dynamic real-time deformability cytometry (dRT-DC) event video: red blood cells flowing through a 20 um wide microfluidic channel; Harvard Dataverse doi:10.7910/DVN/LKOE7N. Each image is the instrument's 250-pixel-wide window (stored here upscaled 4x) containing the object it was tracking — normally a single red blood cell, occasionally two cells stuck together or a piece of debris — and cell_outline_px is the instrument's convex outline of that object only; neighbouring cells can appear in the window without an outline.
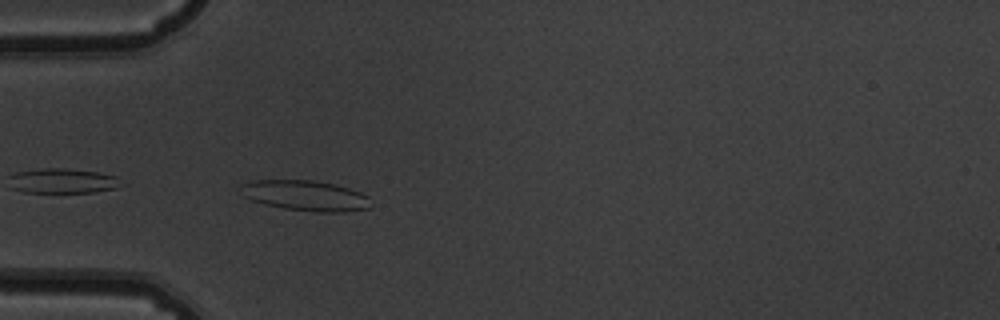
{"species": "common noctule bat (a hibernating species)", "species_latin": "Nyctalus noctula", "temperature_condition": "warm", "stored_images_in_passage": 39, "camera_frame_rate_fps": 3000, "um_per_image_px": 0.085, "animal": {"sex": "male", "body_mass_g": 19.5, "forearm_length_mm": 54.6}, "frame": {"image": 1, "passage_image": 9, "time_ms": 2.667, "image_size_px": [1000, 320], "cell_outline_px": [[372, 208], [344, 212], [316, 212], [284, 208], [264, 204], [252, 200], [244, 196], [244, 184], [252, 180], [312, 180], [336, 184], [360, 192], [368, 196]], "centroid_in_image_um": [26.05, 16.63], "position_along_channel_um": 59.0, "area_um2": 22.89}}
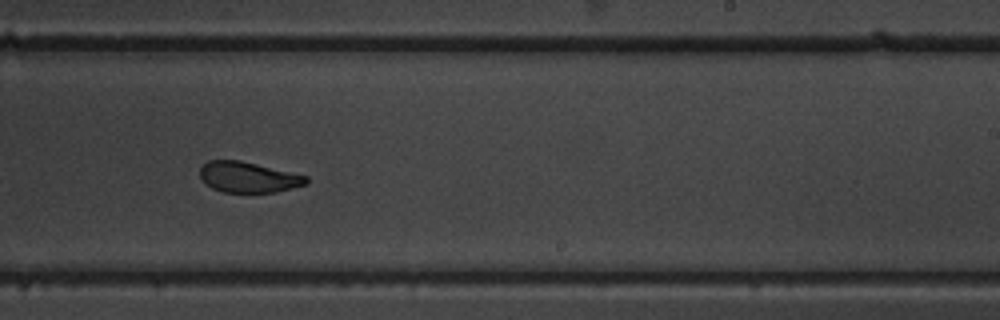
{"frame": {"image": 2, "passage_image": 26, "time_ms": 8.333, "image_size_px": [1000, 320], "cell_outline_px": [[308, 184], [276, 192], [224, 192], [212, 188], [200, 176], [200, 168], [208, 160], [240, 160], [308, 176]], "centroid_in_image_um": [21.13, 15.06], "position_along_channel_um": 267.9, "area_um2": 18.84}}
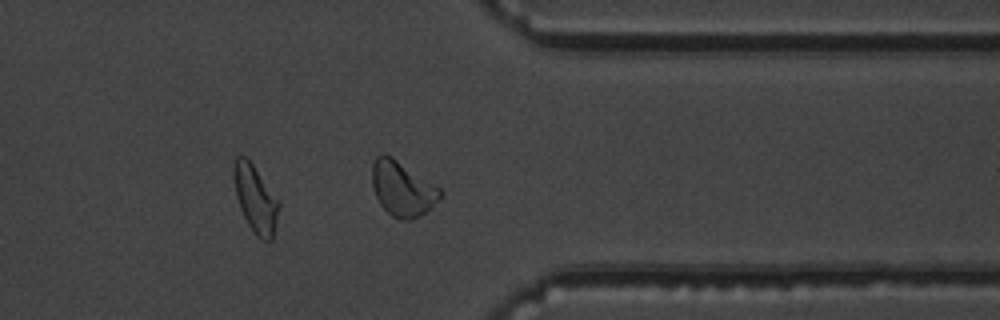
{"frame": {"image": 3, "passage_image": 35, "time_ms": 11.333, "image_size_px": [1000, 320], "cell_outline_px": [[280, 204], [276, 224], [272, 240], [264, 240], [256, 236], [248, 224], [240, 208], [236, 196], [232, 176], [232, 168], [236, 156], [244, 156], [252, 164], [280, 200]], "centroid_in_image_um": [21.71, 16.89], "position_along_channel_um": 389.7, "area_um2": 17.74}, "authors_computed_cell_mechanics": {"area_um2": 20.6346, "velocity_mm_per_s": 3.7702, "shape_relaxation_time_tau1_ms": 3.5305, "shape_relaxation_time_tau2_ms": 1.5822, "deformation_change_tau1": 0.115, "deformation_change_tau2": 0.0723}}